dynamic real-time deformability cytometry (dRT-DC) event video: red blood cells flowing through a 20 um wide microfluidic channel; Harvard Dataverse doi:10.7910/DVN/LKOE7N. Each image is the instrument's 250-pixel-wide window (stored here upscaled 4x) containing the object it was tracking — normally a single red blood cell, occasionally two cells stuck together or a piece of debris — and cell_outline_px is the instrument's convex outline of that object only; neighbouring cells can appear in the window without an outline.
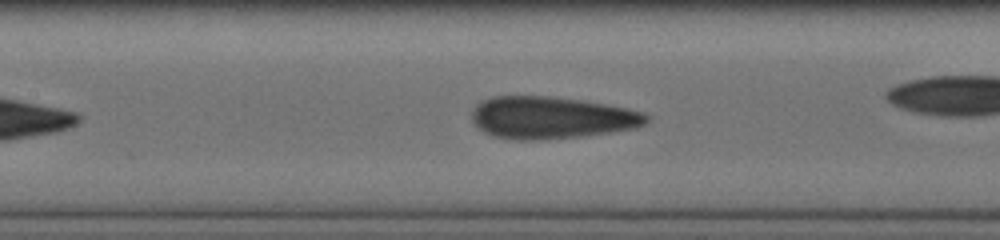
{"species": "human", "species_latin": "Homo sapiens", "temperature_condition": "cold", "stored_images_in_passage": 26, "camera_frame_rate_fps": 3000, "um_per_image_px": 0.085, "donor": {"sex": "male"}, "frame": {"image": 1, "passage_image": 12, "time_ms": 3.667, "image_size_px": [1000, 240], "cell_outline_px": [[648, 120], [644, 124], [636, 128], [580, 136], [540, 140], [512, 140], [492, 136], [484, 132], [472, 120], [472, 112], [476, 104], [480, 100], [492, 96], [548, 96], [580, 100], [624, 108], [644, 112], [648, 116]], "centroid_in_image_um": [46.81, 10.0], "position_along_channel_um": 160.6, "area_um2": 42.71}}
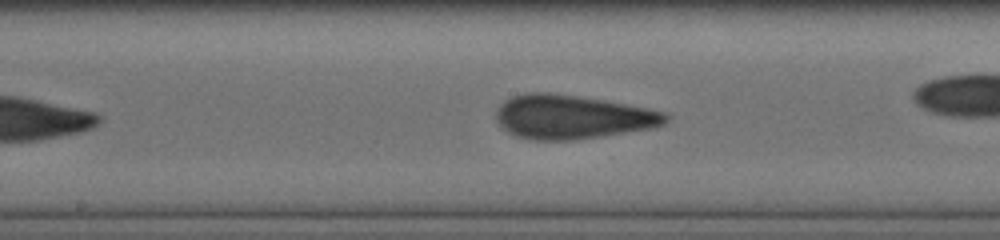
{"frame": {"image": 2, "passage_image": 15, "time_ms": 4.667, "image_size_px": [1000, 240], "cell_outline_px": [[672, 116], [664, 124], [656, 128], [604, 136], [572, 140], [532, 140], [516, 136], [508, 132], [496, 120], [496, 112], [500, 104], [504, 100], [512, 96], [528, 92], [548, 92], [604, 100], [648, 108], [668, 112]], "centroid_in_image_um": [48.69, 9.94], "position_along_channel_um": 199.5, "area_um2": 43.81}}